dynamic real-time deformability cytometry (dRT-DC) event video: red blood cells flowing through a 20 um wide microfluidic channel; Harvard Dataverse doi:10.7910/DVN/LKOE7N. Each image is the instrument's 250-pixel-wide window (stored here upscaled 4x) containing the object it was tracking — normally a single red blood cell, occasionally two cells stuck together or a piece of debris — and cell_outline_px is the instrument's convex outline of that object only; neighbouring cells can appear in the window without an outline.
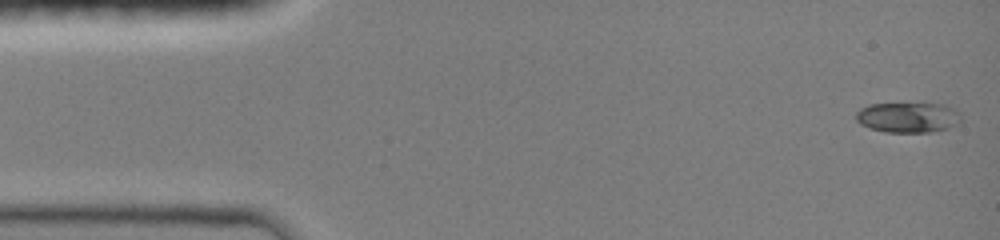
{"species": "common noctule bat (a hibernating species)", "species_latin": "Nyctalus noctula", "temperature_condition": "room temperature", "stored_images_in_passage": 75, "camera_frame_rate_fps": 3000, "um_per_image_px": 0.085, "animal": {"sex": "female", "body_mass_g": 19.0, "forearm_length_mm": 51.5}, "frame": {"image": 1, "passage_image": 1, "time_ms": 0.0, "image_size_px": [1000, 240], "cell_outline_px": [[960, 120], [956, 124], [948, 128], [932, 132], [884, 132], [860, 124], [856, 120], [856, 112], [860, 108], [868, 104], [924, 100], [944, 104], [956, 108], [960, 112]], "centroid_in_image_um": [77.21, 9.9], "position_along_channel_um": 7.8, "area_um2": 19.65}}
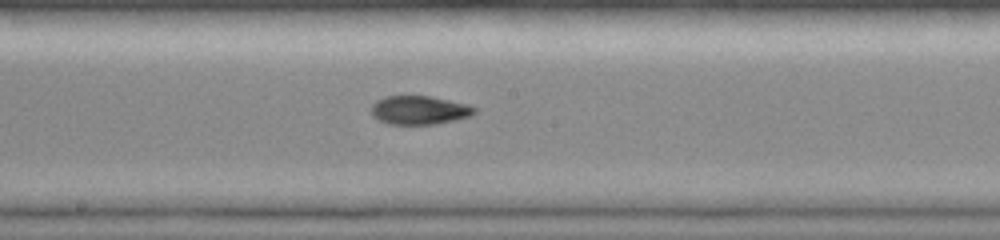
{"frame": {"image": 2, "passage_image": 44, "time_ms": 7.667, "image_size_px": [1000, 240], "cell_outline_px": [[476, 112], [468, 116], [456, 120], [436, 124], [388, 124], [372, 116], [372, 104], [376, 100], [384, 96], [428, 96], [468, 104], [476, 108]], "centroid_in_image_um": [35.63, 9.36], "position_along_channel_um": 212.6, "area_um2": 17.17}}
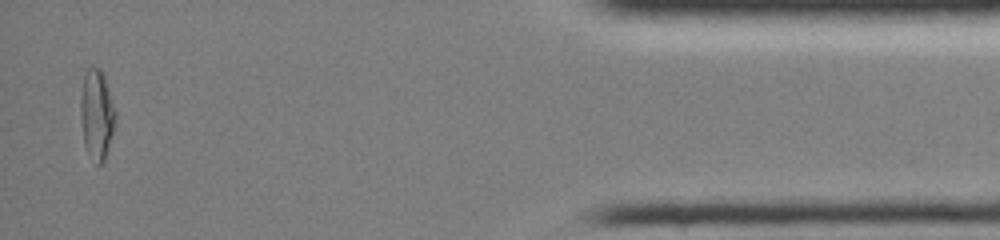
{"frame": {"image": 3, "passage_image": 74, "time_ms": 14.333, "image_size_px": [1000, 240], "cell_outline_px": [[116, 120], [104, 160], [100, 164], [96, 164], [88, 152], [84, 144], [80, 116], [80, 92], [84, 72], [88, 68], [100, 68], [104, 72], [116, 112]], "centroid_in_image_um": [8.21, 9.66], "position_along_channel_um": 427.0, "area_um2": 18.44}, "authors_computed_cell_mechanics": {"area_um2": 17.629, "velocity_mm_per_s": 4.1763, "shape_relaxation_time_tau1_ms": null, "shape_relaxation_time_tau2_ms": 1.7519, "deformation_change_tau1": null, "deformation_change_tau2": 0.0581}}